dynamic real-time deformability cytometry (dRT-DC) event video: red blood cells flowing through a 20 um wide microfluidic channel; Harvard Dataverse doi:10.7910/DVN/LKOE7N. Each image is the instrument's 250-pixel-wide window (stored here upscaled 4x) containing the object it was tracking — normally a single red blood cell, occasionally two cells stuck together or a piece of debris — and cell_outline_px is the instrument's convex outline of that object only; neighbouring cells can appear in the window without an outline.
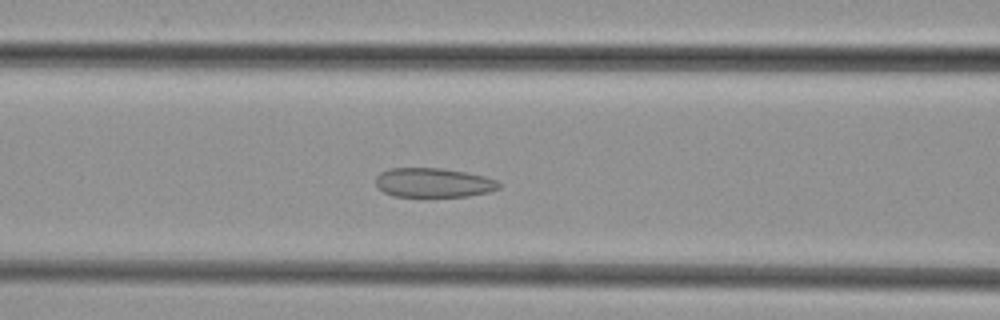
{"species": "common noctule bat (a hibernating species)", "species_latin": "Nyctalus noctula", "temperature_condition": "cold", "stored_images_in_passage": 45, "camera_frame_rate_fps": 3000, "um_per_image_px": 0.085, "animal": {"sex": "female", "body_mass_g": 29.2, "forearm_length_mm": 56.3}, "frame": {"image": 1, "passage_image": 17, "time_ms": 5.333, "image_size_px": [1000, 320], "cell_outline_px": [[500, 188], [488, 192], [468, 196], [392, 196], [384, 192], [376, 184], [376, 176], [380, 172], [388, 168], [440, 168], [464, 172], [484, 176], [496, 180], [500, 184]], "centroid_in_image_um": [36.82, 15.52], "position_along_channel_um": 129.8, "area_um2": 20.92}}
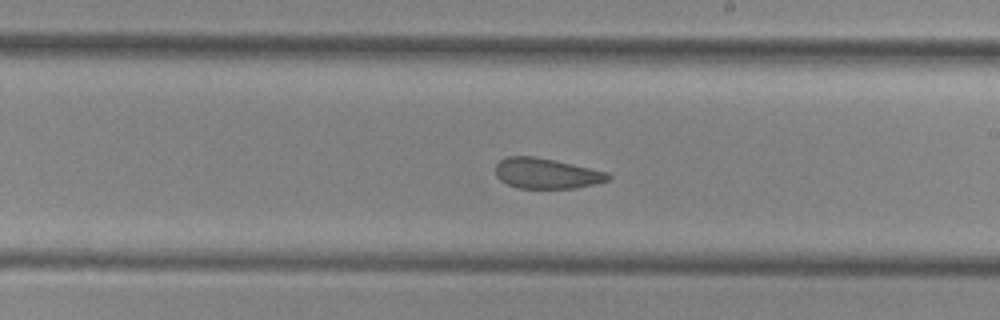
{"frame": {"image": 2, "passage_image": 25, "time_ms": 8.0, "image_size_px": [1000, 320], "cell_outline_px": [[612, 176], [608, 180], [596, 184], [576, 188], [516, 188], [500, 180], [496, 176], [496, 164], [500, 160], [508, 156], [532, 156], [556, 160], [608, 172]], "centroid_in_image_um": [46.46, 14.74], "position_along_channel_um": 242.5, "area_um2": 20.06}}
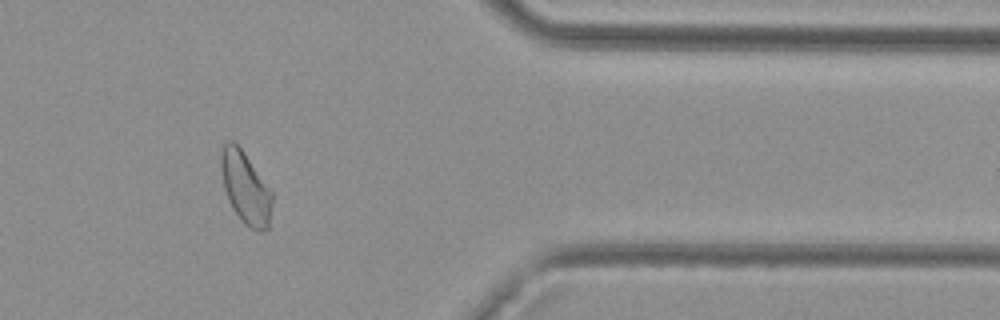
{"frame": {"image": 3, "passage_image": 37, "time_ms": 12.0, "image_size_px": [1000, 320], "cell_outline_px": [[272, 200], [268, 228], [260, 232], [244, 224], [240, 220], [232, 208], [228, 200], [224, 188], [220, 168], [220, 152], [224, 140], [232, 140], [244, 152], [272, 192]], "centroid_in_image_um": [20.83, 15.94], "position_along_channel_um": 390.6, "area_um2": 21.5}}